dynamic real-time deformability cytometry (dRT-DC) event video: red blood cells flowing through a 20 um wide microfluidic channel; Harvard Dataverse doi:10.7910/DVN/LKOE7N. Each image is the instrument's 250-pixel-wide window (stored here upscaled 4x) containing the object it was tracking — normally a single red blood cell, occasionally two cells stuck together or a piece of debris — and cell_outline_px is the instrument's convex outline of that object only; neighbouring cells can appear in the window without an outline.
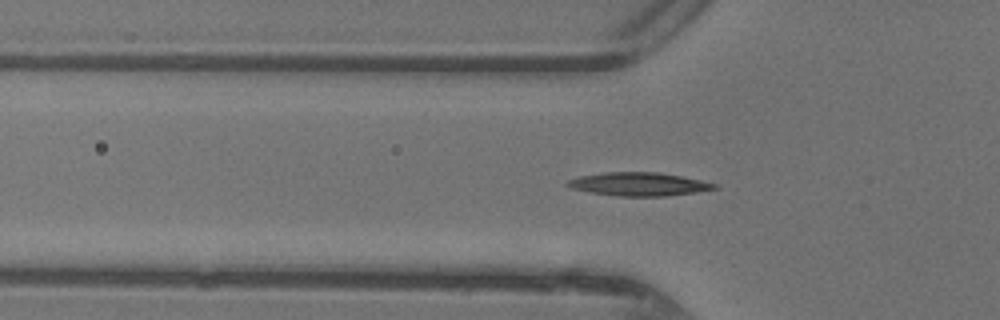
{"species": "common noctule bat (a hibernating species)", "species_latin": "Nyctalus noctula", "temperature_condition": "warm", "stored_images_in_passage": 45, "segment_of_instrument_passage": [1, 2], "camera_frame_rate_fps": 3000, "um_per_image_px": 0.085, "animal": {"sex": "female"}, "frame": {"image": 1, "passage_image": 13, "time_ms": 4.0, "image_size_px": [1000, 320], "cell_outline_px": [[720, 188], [696, 192], [668, 196], [616, 196], [588, 192], [572, 188], [564, 184], [568, 180], [580, 176], [604, 172], [656, 172], [680, 176], [700, 180], [716, 184]], "centroid_in_image_um": [54.28, 15.66], "position_along_channel_um": 71.5, "area_um2": 20.0}}
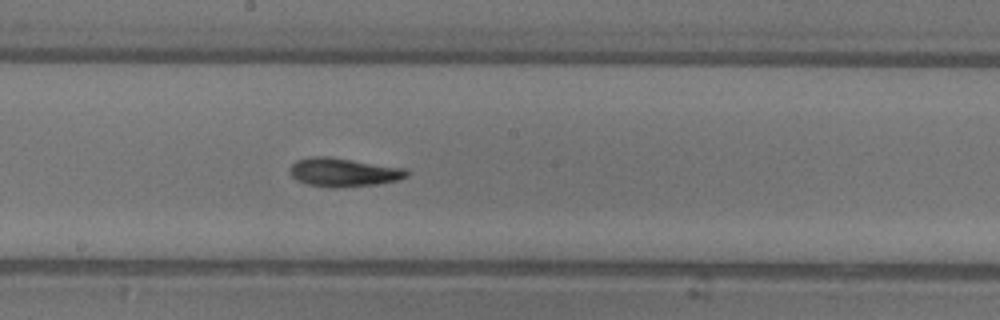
{"frame": {"image": 2, "passage_image": 23, "time_ms": 7.333, "image_size_px": [1000, 320], "cell_outline_px": [[412, 172], [408, 176], [396, 180], [376, 184], [336, 188], [328, 188], [308, 184], [296, 180], [288, 172], [288, 168], [296, 160], [312, 156], [328, 156], [408, 168]], "centroid_in_image_um": [29.2, 14.64], "position_along_channel_um": 219.0, "area_um2": 19.88}}
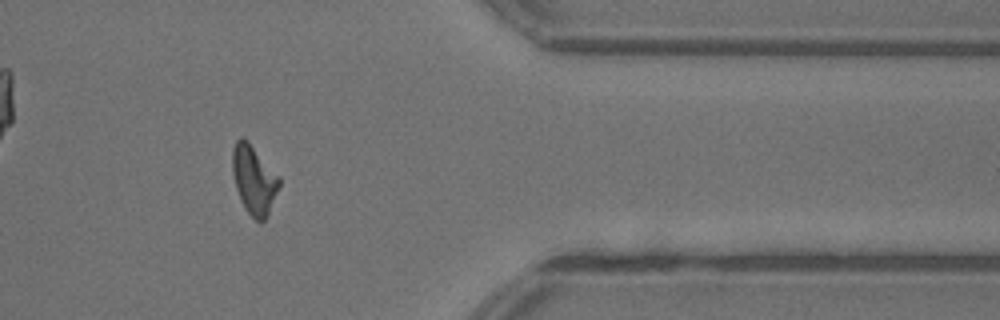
{"frame": {"image": 3, "passage_image": 36, "time_ms": 11.667, "image_size_px": [1000, 320], "cell_outline_px": [[280, 184], [268, 212], [264, 220], [260, 224], [244, 208], [240, 200], [236, 188], [232, 172], [232, 148], [236, 140], [240, 136], [244, 136], [248, 140], [280, 176]], "centroid_in_image_um": [21.56, 15.22], "position_along_channel_um": 389.8, "area_um2": 18.9}}